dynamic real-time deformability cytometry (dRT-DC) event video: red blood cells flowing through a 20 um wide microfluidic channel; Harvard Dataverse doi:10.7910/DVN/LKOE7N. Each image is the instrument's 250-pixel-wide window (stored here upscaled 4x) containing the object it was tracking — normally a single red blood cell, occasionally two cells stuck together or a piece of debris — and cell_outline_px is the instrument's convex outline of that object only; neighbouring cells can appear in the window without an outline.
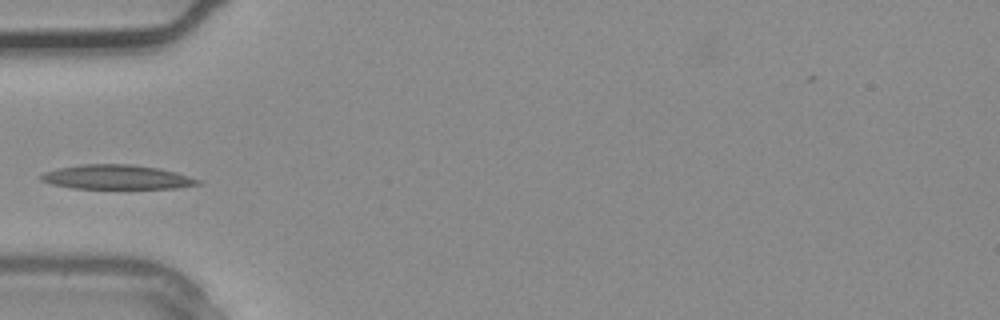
{"species": "common noctule bat (a hibernating species)", "species_latin": "Nyctalus noctula", "temperature_condition": "warm", "stored_images_in_passage": 1, "camera_frame_rate_fps": 3000, "um_per_image_px": 0.085, "animal": {"sex": "male", "body_mass_g": 20.4}, "frame": {"image": 1, "passage_image": 1, "time_ms": 0.0, "image_size_px": [1000, 320], "cell_outline_px": [[200, 184], [176, 188], [72, 188], [52, 184], [40, 180], [40, 176], [44, 172], [60, 168], [80, 164], [132, 164], [160, 168], [176, 172], [200, 180]], "centroid_in_image_um": [9.92, 15.05], "position_along_channel_um": 75.1, "area_um2": 22.14}}